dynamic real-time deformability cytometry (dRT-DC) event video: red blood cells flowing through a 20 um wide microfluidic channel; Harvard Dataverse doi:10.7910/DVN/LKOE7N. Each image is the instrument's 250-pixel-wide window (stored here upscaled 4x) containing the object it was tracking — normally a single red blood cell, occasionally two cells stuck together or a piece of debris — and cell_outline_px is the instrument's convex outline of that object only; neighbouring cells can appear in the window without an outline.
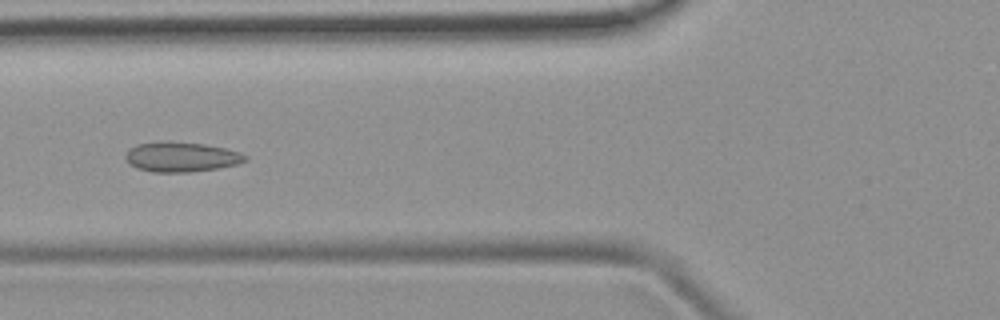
{"species": "common noctule bat (a hibernating species)", "species_latin": "Nyctalus noctula", "temperature_condition": "room temperature", "stored_images_in_passage": 6, "camera_frame_rate_fps": 3000, "um_per_image_px": 0.085, "animal": {"sex": "female", "body_mass_g": 19.9}, "frame": {"image": 1, "passage_image": 5, "time_ms": 4.667, "image_size_px": [1000, 320], "cell_outline_px": [[248, 160], [240, 164], [220, 168], [188, 172], [152, 172], [136, 168], [128, 164], [124, 156], [136, 144], [204, 144], [224, 148], [240, 152], [248, 156]], "centroid_in_image_um": [15.48, 13.4], "position_along_channel_um": 110.3, "area_um2": 20.17}}
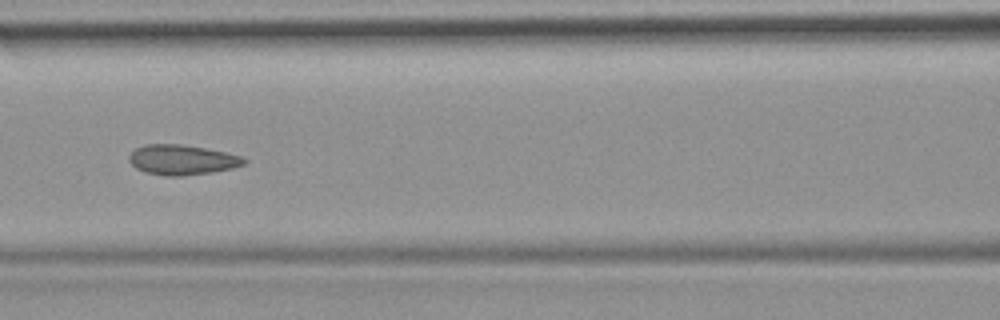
{"frame": {"image": 2, "passage_image": 6, "time_ms": 5.667, "image_size_px": [1000, 320], "cell_outline_px": [[248, 160], [244, 164], [232, 168], [212, 172], [180, 176], [164, 176], [144, 172], [136, 168], [128, 160], [128, 156], [136, 148], [144, 144], [180, 144], [204, 148], [244, 156]], "centroid_in_image_um": [15.46, 13.58], "position_along_channel_um": 151.1, "area_um2": 20.17}}